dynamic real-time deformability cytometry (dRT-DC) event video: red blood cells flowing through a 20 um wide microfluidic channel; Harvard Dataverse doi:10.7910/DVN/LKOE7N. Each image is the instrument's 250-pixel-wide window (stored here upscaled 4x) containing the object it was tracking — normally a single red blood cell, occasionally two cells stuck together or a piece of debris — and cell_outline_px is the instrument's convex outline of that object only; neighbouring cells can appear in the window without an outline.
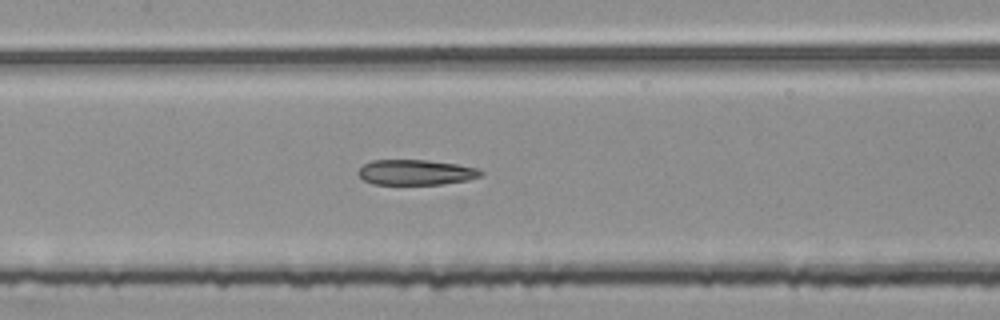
{"species": "common noctule bat (a hibernating species)", "species_latin": "Nyctalus noctula", "temperature_condition": "room temperature", "stored_images_in_passage": 54, "segment_of_instrument_passage": [2, 2], "camera_frame_rate_fps": 3000, "um_per_image_px": 0.085, "animal": {"sex": "female", "body_mass_g": 25.1}, "frame": {"image": 1, "passage_image": 26, "time_ms": 8.333, "image_size_px": [1000, 320], "cell_outline_px": [[484, 172], [480, 176], [468, 180], [440, 184], [372, 184], [364, 180], [356, 172], [364, 164], [372, 160], [428, 160], [456, 164], [480, 168]], "centroid_in_image_um": [35.35, 14.64], "position_along_channel_um": 172.0, "area_um2": 18.09}}
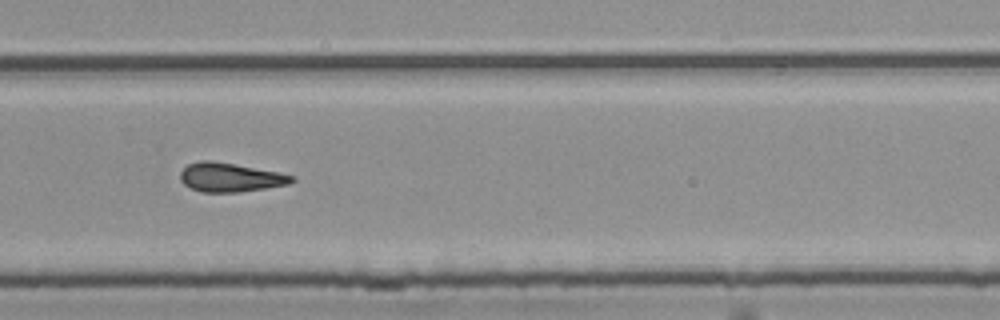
{"frame": {"image": 2, "passage_image": 37, "time_ms": 12.0, "image_size_px": [1000, 320], "cell_outline_px": [[296, 180], [288, 184], [240, 192], [200, 192], [184, 184], [180, 180], [180, 172], [188, 164], [200, 160], [208, 160], [280, 172], [296, 176]], "centroid_in_image_um": [19.58, 15.08], "position_along_channel_um": 310.2, "area_um2": 18.73}}
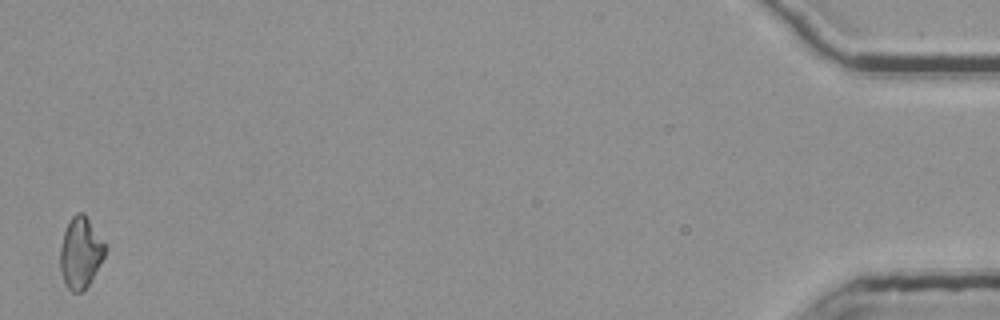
{"frame": {"image": 3, "passage_image": 54, "time_ms": 17.667, "image_size_px": [1000, 320], "cell_outline_px": [[104, 256], [88, 284], [80, 292], [72, 292], [68, 288], [64, 280], [60, 268], [60, 248], [64, 232], [72, 216], [76, 212], [84, 212], [104, 244]], "centroid_in_image_um": [6.81, 21.46], "position_along_channel_um": 428.4, "area_um2": 17.98}}